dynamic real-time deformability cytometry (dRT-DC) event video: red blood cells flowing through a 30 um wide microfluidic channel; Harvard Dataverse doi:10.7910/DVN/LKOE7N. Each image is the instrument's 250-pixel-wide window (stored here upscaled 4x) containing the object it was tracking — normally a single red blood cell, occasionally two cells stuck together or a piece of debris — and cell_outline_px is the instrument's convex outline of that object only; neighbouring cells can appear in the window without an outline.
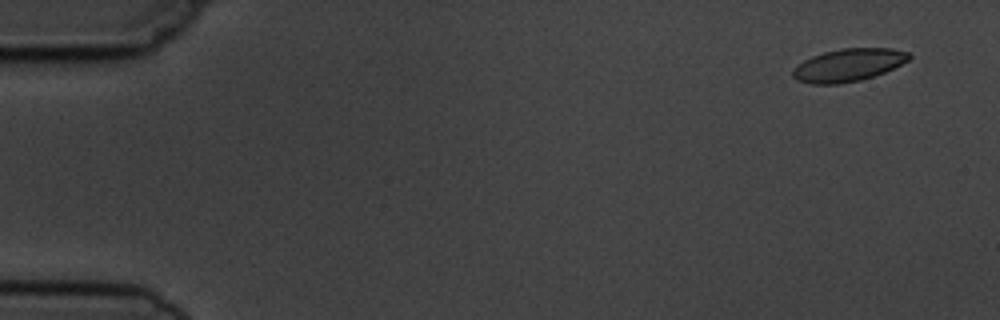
{"species": "common noctule bat (a hibernating species)", "species_latin": "Nyctalus noctula", "temperature_condition": "cold", "stored_images_in_passage": 4, "camera_frame_rate_fps": 3000, "um_per_image_px": 0.085, "animal": {"sex": "male", "body_mass_g": 19.5, "forearm_length_mm": 54.6}, "frame": {"image": 1, "passage_image": 1, "time_ms": 0.0, "image_size_px": [1000, 320], "cell_outline_px": [[912, 56], [908, 60], [884, 72], [860, 80], [836, 84], [812, 84], [796, 80], [792, 76], [792, 72], [804, 60], [812, 56], [824, 52], [840, 48], [892, 48], [908, 52]], "centroid_in_image_um": [72.1, 5.52], "position_along_channel_um": 12.9, "area_um2": 21.91}}
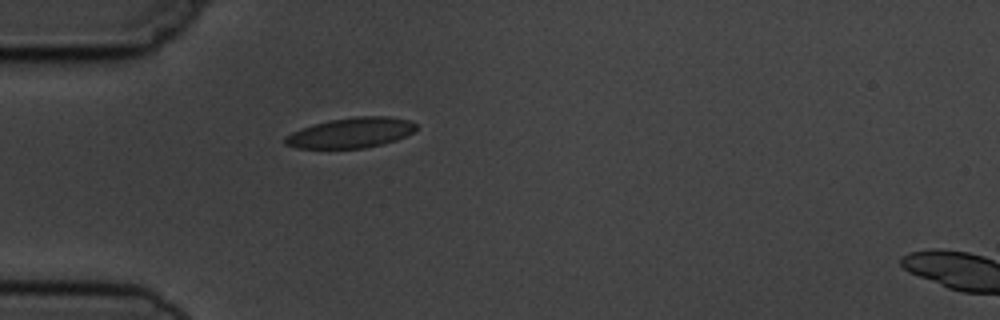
{"frame": {"image": 2, "passage_image": 4, "time_ms": 4.333, "image_size_px": [1000, 320], "cell_outline_px": [[416, 128], [412, 132], [396, 140], [364, 148], [296, 148], [284, 144], [284, 136], [300, 128], [328, 120], [356, 116], [388, 116], [408, 120], [416, 124]], "centroid_in_image_um": [29.78, 11.28], "position_along_channel_um": 55.2, "area_um2": 23.0}}